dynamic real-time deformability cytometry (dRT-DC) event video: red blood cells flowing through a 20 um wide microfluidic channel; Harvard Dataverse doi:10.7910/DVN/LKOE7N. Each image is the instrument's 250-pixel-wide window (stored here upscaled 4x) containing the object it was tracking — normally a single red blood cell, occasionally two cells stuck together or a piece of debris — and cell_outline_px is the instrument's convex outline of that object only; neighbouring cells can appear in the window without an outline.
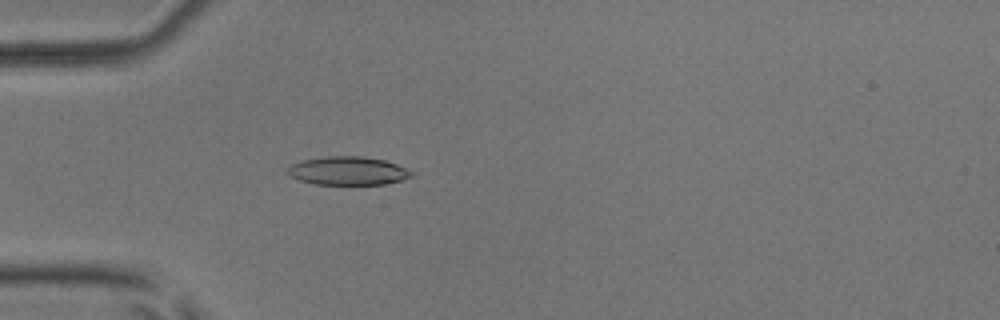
{"species": "common noctule bat (a hibernating species)", "species_latin": "Nyctalus noctula", "temperature_condition": "room temperature", "stored_images_in_passage": 53, "camera_frame_rate_fps": 3000, "um_per_image_px": 0.085, "animal": {"sex": "male", "body_mass_g": 17.9, "forearm_length_mm": 54.2}, "frame": {"image": 1, "passage_image": 16, "time_ms": 5.0, "image_size_px": [1000, 320], "cell_outline_px": [[416, 172], [412, 176], [400, 180], [384, 184], [316, 184], [300, 180], [288, 176], [284, 172], [292, 164], [300, 160], [328, 156], [364, 156], [384, 160], [396, 164]], "centroid_in_image_um": [29.55, 14.51], "position_along_channel_um": 55.5, "area_um2": 20.63}}
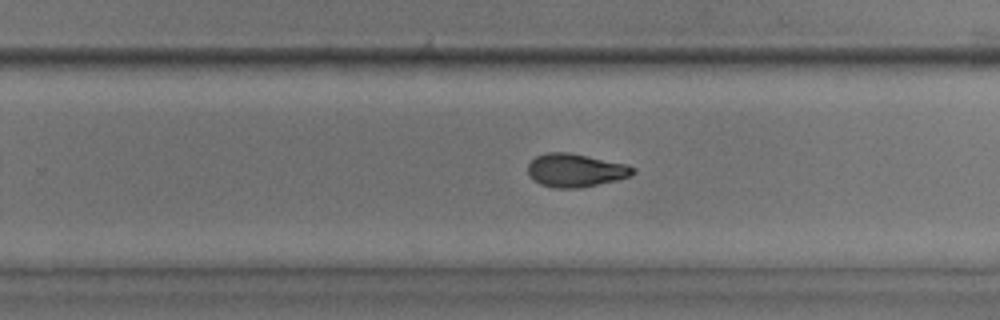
{"frame": {"image": 2, "passage_image": 34, "time_ms": 11.0, "image_size_px": [1000, 320], "cell_outline_px": [[636, 172], [632, 176], [616, 180], [580, 188], [552, 188], [540, 184], [532, 180], [528, 176], [528, 164], [536, 156], [548, 152], [568, 152], [628, 164], [636, 168]], "centroid_in_image_um": [48.92, 14.48], "position_along_channel_um": 280.9, "area_um2": 20.63}}
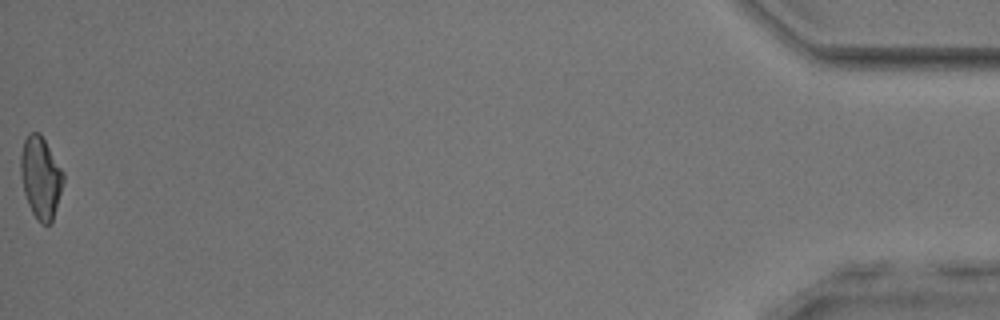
{"frame": {"image": 3, "passage_image": 53, "time_ms": 17.333, "image_size_px": [1000, 320], "cell_outline_px": [[64, 180], [52, 220], [48, 224], [40, 224], [36, 220], [28, 204], [24, 192], [20, 172], [20, 156], [24, 140], [28, 132], [40, 132], [64, 172]], "centroid_in_image_um": [3.44, 15.06], "position_along_channel_um": 431.8, "area_um2": 20.35}, "authors_computed_cell_mechanics": {"area_um2": 20.519, "velocity_mm_per_s": 3.915, "shape_relaxation_time_tau1_ms": 10.6596, "shape_relaxation_time_tau2_ms": 1.9609, "deformation_change_tau1": 0.257, "deformation_change_tau2": 0.0769}}